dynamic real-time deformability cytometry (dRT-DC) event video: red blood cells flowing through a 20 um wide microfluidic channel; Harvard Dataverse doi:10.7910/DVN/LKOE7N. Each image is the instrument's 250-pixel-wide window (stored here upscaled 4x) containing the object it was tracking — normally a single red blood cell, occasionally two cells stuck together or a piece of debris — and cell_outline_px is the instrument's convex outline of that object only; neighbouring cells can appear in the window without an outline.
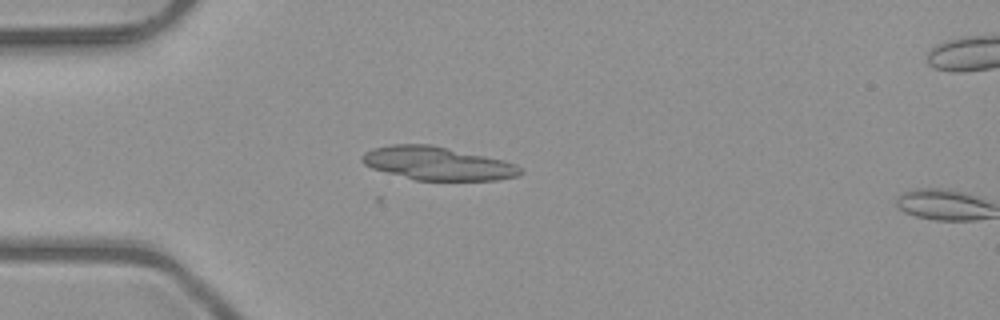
{"species": "common noctule bat (a hibernating species)", "species_latin": "Nyctalus noctula", "temperature_condition": "room temperature", "stored_images_in_passage": 2, "camera_frame_rate_fps": 3000, "um_per_image_px": 0.085, "animal": {"sex": "male", "body_mass_g": 23.1, "forearm_length_mm": 52.7}, "frame": {"image": 1, "passage_image": 1, "time_ms": 0.0, "image_size_px": [1000, 320], "cell_outline_px": [[524, 172], [520, 176], [496, 180], [416, 180], [372, 168], [364, 164], [360, 160], [360, 156], [364, 152], [376, 148], [392, 144], [432, 144], [504, 160], [516, 164], [524, 168]], "centroid_in_image_um": [37.24, 13.89], "position_along_channel_um": 47.8, "area_um2": 30.87}}